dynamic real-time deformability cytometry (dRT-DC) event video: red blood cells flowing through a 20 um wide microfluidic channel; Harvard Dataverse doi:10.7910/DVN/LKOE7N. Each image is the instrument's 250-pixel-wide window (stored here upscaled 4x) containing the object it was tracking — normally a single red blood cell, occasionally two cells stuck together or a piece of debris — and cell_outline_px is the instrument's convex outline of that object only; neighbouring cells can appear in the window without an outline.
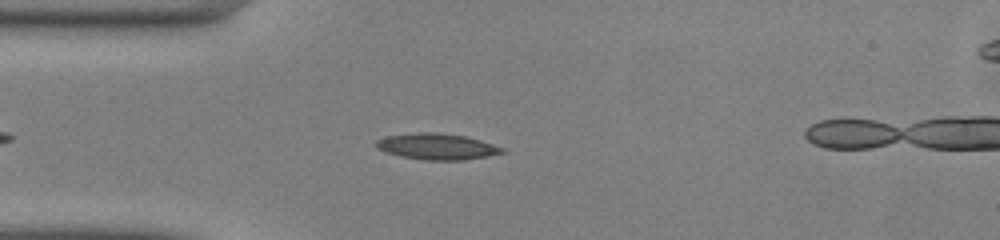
{"species": "common noctule bat (a hibernating species)", "species_latin": "Nyctalus noctula", "temperature_condition": "warm", "stored_images_in_passage": 39, "camera_frame_rate_fps": 3000, "um_per_image_px": 0.085, "animal": {"sex": "male", "body_mass_g": 13.0, "forearm_length_mm": 53.1}, "frame": {"image": 1, "passage_image": 5, "time_ms": 1.333, "image_size_px": [1000, 240], "cell_outline_px": [[508, 152], [488, 156], [464, 160], [428, 160], [400, 156], [376, 148], [376, 140], [388, 136], [416, 132], [436, 132], [464, 136], [480, 140], [504, 148]], "centroid_in_image_um": [37.17, 12.45], "position_along_channel_um": 47.8, "area_um2": 19.07}}
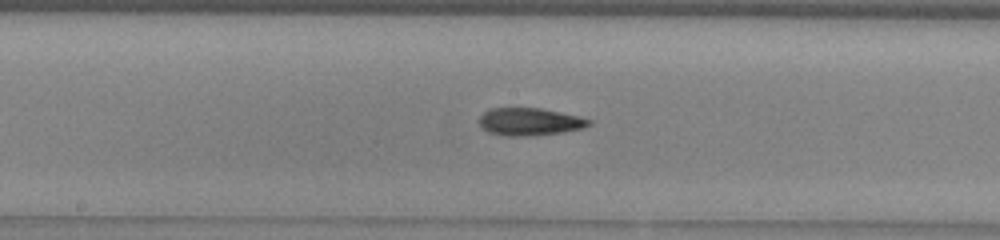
{"frame": {"image": 2, "passage_image": 17, "time_ms": 5.333, "image_size_px": [1000, 240], "cell_outline_px": [[592, 124], [584, 128], [560, 132], [528, 136], [504, 136], [488, 132], [480, 124], [480, 116], [484, 112], [492, 108], [540, 108], [576, 116], [592, 120]], "centroid_in_image_um": [45.02, 10.35], "position_along_channel_um": 203.2, "area_um2": 17.4}}
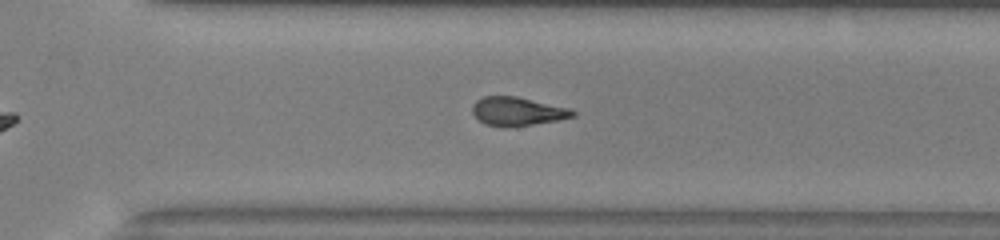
{"frame": {"image": 3, "passage_image": 26, "time_ms": 8.333, "image_size_px": [1000, 240], "cell_outline_px": [[576, 116], [556, 120], [508, 128], [504, 128], [484, 124], [472, 112], [472, 104], [476, 100], [484, 96], [516, 96], [568, 108], [576, 112]], "centroid_in_image_um": [43.94, 9.47], "position_along_channel_um": 326.7, "area_um2": 16.7}, "authors_computed_cell_mechanics": {"area_um2": 17.629, "velocity_mm_per_s": 4.1272, "shape_relaxation_time_tau1_ms": 5.8603, "shape_relaxation_time_tau2_ms": 3.7247, "deformation_change_tau1": 0.1736, "deformation_change_tau2": 0.1027}}